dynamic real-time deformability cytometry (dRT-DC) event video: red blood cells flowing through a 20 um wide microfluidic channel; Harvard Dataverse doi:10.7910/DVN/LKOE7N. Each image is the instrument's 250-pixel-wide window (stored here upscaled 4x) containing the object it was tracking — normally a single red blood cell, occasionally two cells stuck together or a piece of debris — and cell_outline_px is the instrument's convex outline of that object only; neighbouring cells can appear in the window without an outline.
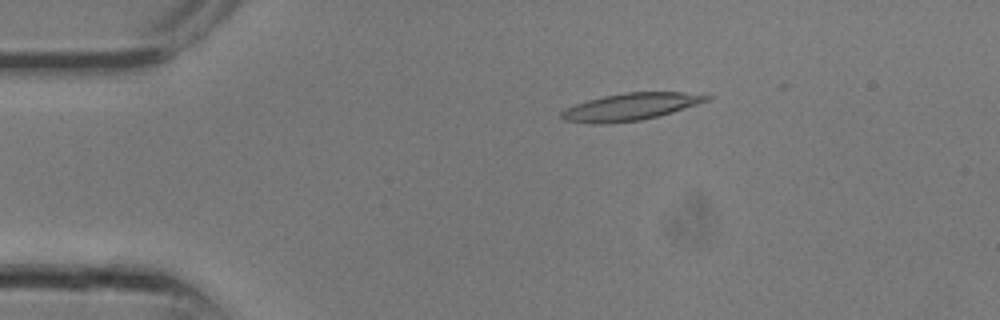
{"species": "common noctule bat (a hibernating species)", "species_latin": "Nyctalus noctula", "temperature_condition": "room temperature", "stored_images_in_passage": 12, "camera_frame_rate_fps": 3000, "um_per_image_px": 0.085, "animal": {"sex": "male", "body_mass_g": 13.3}, "frame": {"image": 1, "passage_image": 5, "time_ms": 1.333, "image_size_px": [1000, 320], "cell_outline_px": [[712, 96], [708, 100], [672, 112], [640, 120], [608, 124], [592, 124], [564, 120], [560, 116], [560, 112], [576, 104], [588, 100], [604, 96], [624, 92], [684, 92]], "centroid_in_image_um": [53.55, 9.08], "position_along_channel_um": 31.4, "area_um2": 22.72}}
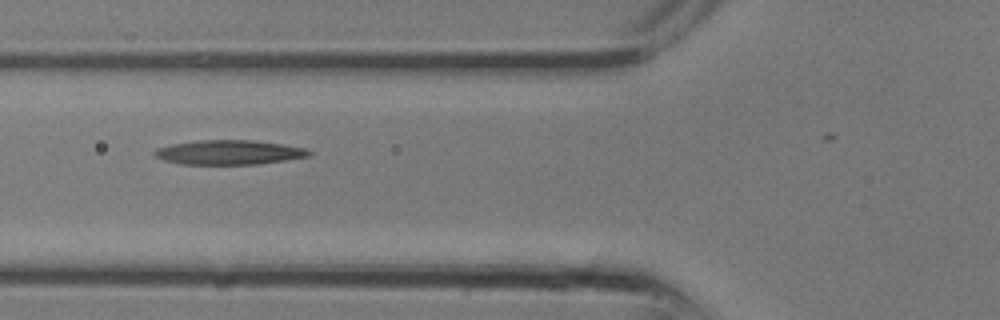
{"frame": {"image": 2, "passage_image": 10, "time_ms": 3.0, "image_size_px": [1000, 320], "cell_outline_px": [[312, 156], [256, 164], [180, 164], [164, 160], [156, 156], [152, 152], [156, 148], [172, 144], [196, 140], [256, 140], [284, 144], [304, 148], [312, 152]], "centroid_in_image_um": [19.47, 12.94], "position_along_channel_um": 106.3, "area_um2": 22.08}}